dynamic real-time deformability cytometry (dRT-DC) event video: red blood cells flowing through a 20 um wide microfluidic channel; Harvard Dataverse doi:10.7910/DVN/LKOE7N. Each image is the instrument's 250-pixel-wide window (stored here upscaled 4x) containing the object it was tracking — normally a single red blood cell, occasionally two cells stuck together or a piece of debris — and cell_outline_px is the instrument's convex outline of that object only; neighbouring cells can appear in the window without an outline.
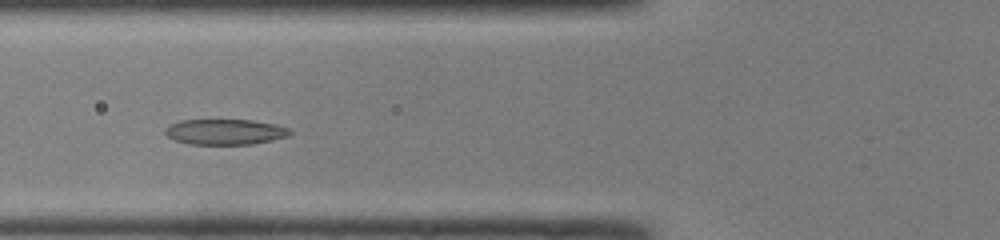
{"species": "common noctule bat (a hibernating species)", "species_latin": "Nyctalus noctula", "temperature_condition": "room temperature", "stored_images_in_passage": 44, "camera_frame_rate_fps": 3000, "um_per_image_px": 0.085, "animal": {"sex": "male", "body_mass_g": 19.0, "forearm_length_mm": 50.8}, "frame": {"image": 1, "passage_image": 14, "time_ms": 4.333, "image_size_px": [1000, 240], "cell_outline_px": [[292, 132], [288, 136], [272, 140], [252, 144], [188, 144], [176, 140], [168, 136], [164, 132], [164, 128], [168, 124], [180, 120], [252, 120], [276, 124], [288, 128]], "centroid_in_image_um": [19.11, 11.2], "position_along_channel_um": 106.7, "area_um2": 18.61}}
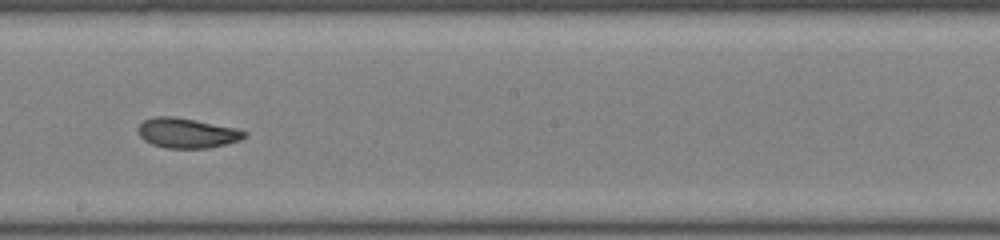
{"frame": {"image": 2, "passage_image": 23, "time_ms": 7.333, "image_size_px": [1000, 240], "cell_outline_px": [[248, 132], [240, 140], [208, 148], [168, 148], [152, 144], [144, 140], [140, 136], [140, 124], [144, 120], [156, 116], [176, 116], [236, 128]], "centroid_in_image_um": [15.9, 11.3], "position_along_channel_um": 232.3, "area_um2": 18.32}}
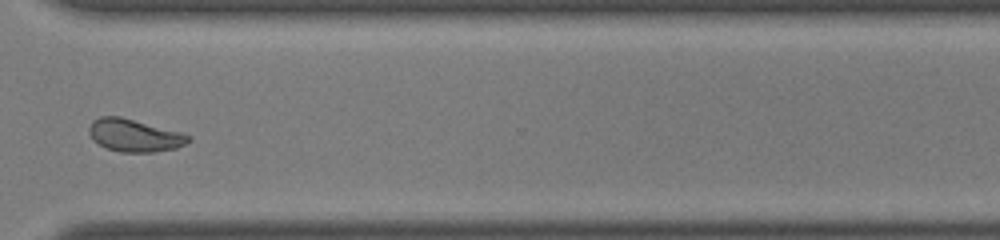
{"frame": {"image": 3, "passage_image": 32, "time_ms": 10.333, "image_size_px": [1000, 240], "cell_outline_px": [[192, 140], [176, 148], [152, 152], [120, 152], [108, 148], [92, 140], [88, 132], [88, 128], [92, 120], [100, 116], [120, 116], [184, 132], [192, 136]], "centroid_in_image_um": [11.44, 11.49], "position_along_channel_um": 359.2, "area_um2": 19.13}, "authors_computed_cell_mechanics": {"area_um2": 19.4497, "velocity_mm_per_s": 4.1992, "shape_relaxation_time_tau1_ms": 4.9229, "shape_relaxation_time_tau2_ms": 1.3752, "deformation_change_tau1": 0.1724, "deformation_change_tau2": 0.06}}